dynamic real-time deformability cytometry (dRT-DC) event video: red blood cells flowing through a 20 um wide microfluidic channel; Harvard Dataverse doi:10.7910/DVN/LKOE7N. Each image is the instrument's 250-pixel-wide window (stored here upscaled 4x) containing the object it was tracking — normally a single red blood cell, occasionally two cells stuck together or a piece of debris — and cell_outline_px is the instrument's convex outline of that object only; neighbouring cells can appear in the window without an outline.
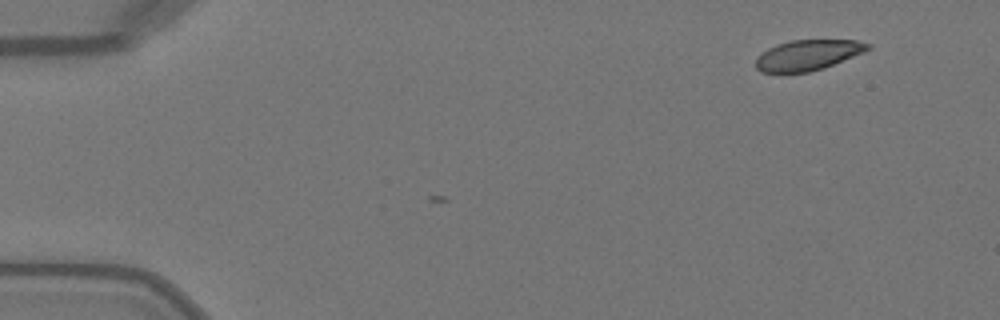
{"species": "Egyptian fruit bat (a non-hibernating species)", "species_latin": "Rousettus aegyptiacus", "temperature_condition": "warm", "stored_images_in_passage": 3, "camera_frame_rate_fps": 3000, "um_per_image_px": 0.085, "animal": {"sex": "female"}, "frame": {"image": 1, "passage_image": 1, "time_ms": 0.0, "image_size_px": [1000, 320], "cell_outline_px": [[872, 48], [864, 52], [824, 68], [808, 72], [760, 72], [756, 68], [756, 60], [768, 48], [776, 44], [792, 40], [856, 40], [872, 44]], "centroid_in_image_um": [68.71, 4.67], "position_along_channel_um": 16.3, "area_um2": 19.77}}